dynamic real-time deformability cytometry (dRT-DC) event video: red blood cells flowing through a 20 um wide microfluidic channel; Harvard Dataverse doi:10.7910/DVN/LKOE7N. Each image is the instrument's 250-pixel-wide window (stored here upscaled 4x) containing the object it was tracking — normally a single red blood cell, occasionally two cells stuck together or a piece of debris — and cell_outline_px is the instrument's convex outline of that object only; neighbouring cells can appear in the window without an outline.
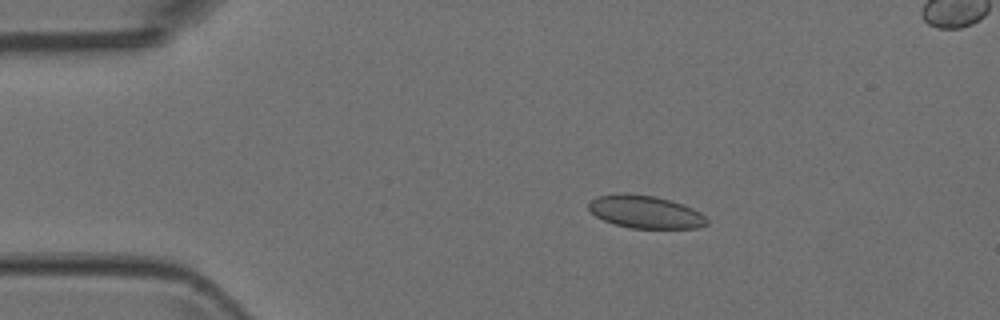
{"species": "Egyptian fruit bat (a non-hibernating species)", "species_latin": "Rousettus aegyptiacus", "temperature_condition": "room temperature", "stored_images_in_passage": 5, "camera_frame_rate_fps": 3000, "um_per_image_px": 0.085, "animal": {"sex": "female"}, "frame": {"image": 1, "passage_image": 3, "time_ms": 0.667, "image_size_px": [1000, 320], "cell_outline_px": [[708, 224], [696, 228], [632, 228], [616, 224], [604, 220], [596, 216], [588, 208], [588, 204], [596, 196], [620, 192], [624, 192], [656, 196], [692, 208], [700, 212], [708, 220]], "centroid_in_image_um": [54.83, 18.0], "position_along_channel_um": 30.2, "area_um2": 22.48}}